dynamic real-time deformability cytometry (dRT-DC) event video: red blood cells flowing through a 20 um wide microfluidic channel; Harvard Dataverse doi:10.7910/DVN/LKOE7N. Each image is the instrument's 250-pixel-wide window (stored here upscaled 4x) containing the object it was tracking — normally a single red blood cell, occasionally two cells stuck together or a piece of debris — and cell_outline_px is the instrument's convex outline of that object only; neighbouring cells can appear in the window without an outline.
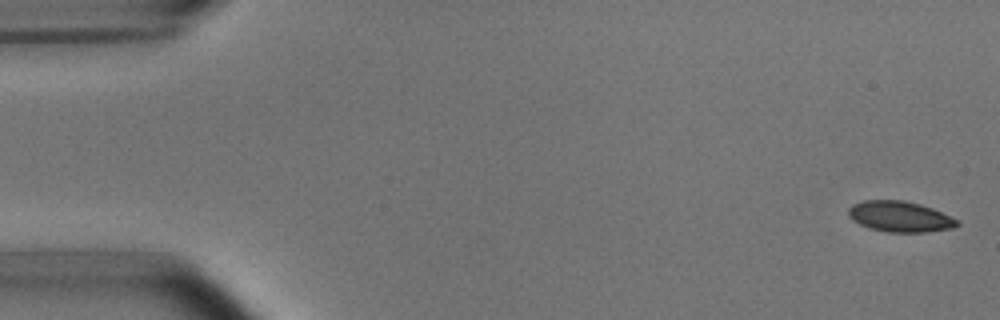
{"species": "common noctule bat (a hibernating species)", "species_latin": "Nyctalus noctula", "temperature_condition": "room temperature", "stored_images_in_passage": 5, "camera_frame_rate_fps": 3000, "um_per_image_px": 0.085, "animal": {"sex": "male", "body_mass_g": 15.6}, "frame": {"image": 1, "passage_image": 1, "time_ms": 0.0, "image_size_px": [1000, 320], "cell_outline_px": [[960, 224], [952, 228], [928, 232], [888, 232], [872, 228], [860, 224], [852, 220], [848, 216], [848, 208], [852, 204], [864, 200], [904, 200], [920, 204], [932, 208], [960, 220]], "centroid_in_image_um": [76.5, 18.4], "position_along_channel_um": 8.5, "area_um2": 19.54}}
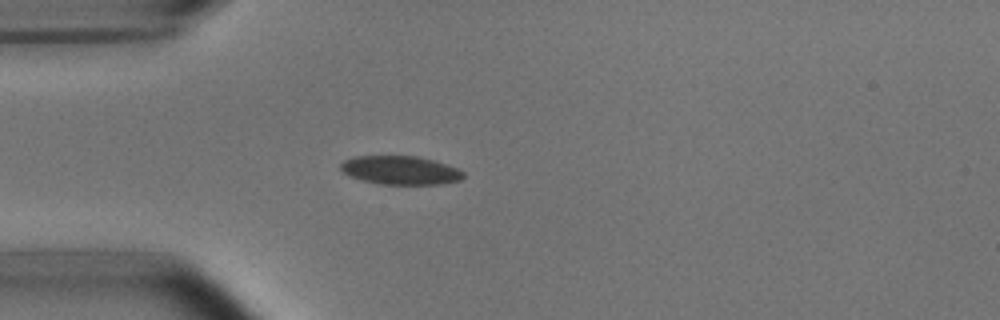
{"frame": {"image": 2, "passage_image": 5, "time_ms": 1.333, "image_size_px": [1000, 320], "cell_outline_px": [[464, 176], [460, 180], [440, 184], [380, 184], [360, 180], [344, 172], [340, 168], [340, 164], [344, 160], [356, 156], [416, 156], [432, 160], [456, 168], [464, 172]], "centroid_in_image_um": [34.01, 14.47], "position_along_channel_um": 51.0, "area_um2": 20.23}}